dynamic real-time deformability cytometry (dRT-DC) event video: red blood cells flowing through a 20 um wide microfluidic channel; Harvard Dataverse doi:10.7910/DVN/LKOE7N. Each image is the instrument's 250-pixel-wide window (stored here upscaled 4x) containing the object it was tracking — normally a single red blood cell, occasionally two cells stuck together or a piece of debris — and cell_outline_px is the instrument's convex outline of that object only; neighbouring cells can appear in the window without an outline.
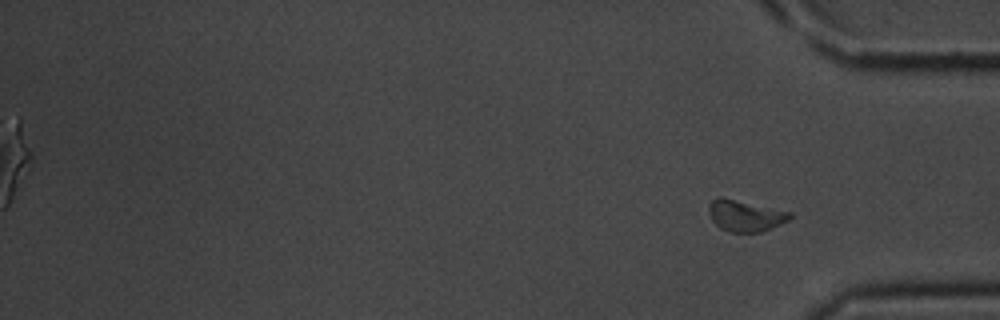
{"species": "common noctule bat (a hibernating species)", "species_latin": "Nyctalus noctula", "temperature_condition": "room temperature", "stored_images_in_passage": 29, "segment_of_instrument_passage": [2, 2], "camera_frame_rate_fps": 3000, "um_per_image_px": 0.085, "animal": {"sex": "male", "body_mass_g": 20.1, "forearm_length_mm": 53.5}, "frame": {"image": 1, "passage_image": 29, "time_ms": 9.333, "image_size_px": [1000, 320], "cell_outline_px": [[792, 216], [788, 220], [760, 232], [728, 232], [720, 228], [712, 220], [708, 212], [708, 204], [716, 196], [720, 196], [792, 212]], "centroid_in_image_um": [63.3, 18.32], "position_along_channel_um": 371.9, "area_um2": 14.8}}